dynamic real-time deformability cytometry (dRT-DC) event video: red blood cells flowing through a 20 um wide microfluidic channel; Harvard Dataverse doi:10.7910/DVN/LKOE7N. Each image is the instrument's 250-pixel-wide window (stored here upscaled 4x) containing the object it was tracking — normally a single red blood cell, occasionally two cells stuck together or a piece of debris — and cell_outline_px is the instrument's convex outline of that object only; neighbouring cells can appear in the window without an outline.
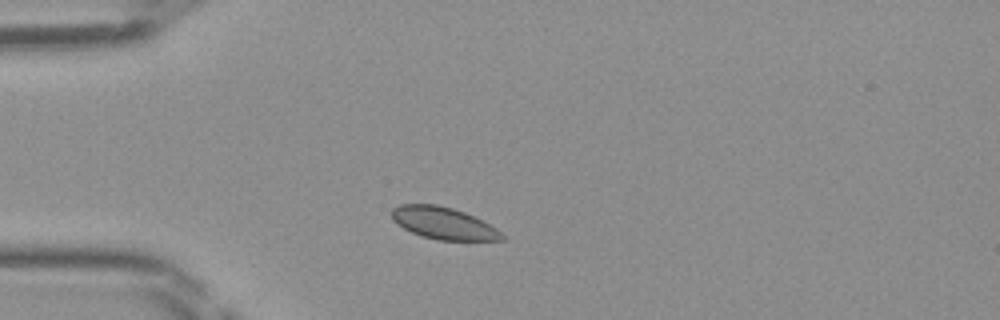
{"species": "Egyptian fruit bat (a non-hibernating species)", "species_latin": "Rousettus aegyptiacus", "temperature_condition": "room temperature", "stored_images_in_passage": 36, "camera_frame_rate_fps": 3000, "um_per_image_px": 0.085, "frame": {"image": 1, "passage_image": 1, "time_ms": 0.0, "image_size_px": [1000, 320], "cell_outline_px": [[504, 240], [436, 240], [420, 236], [396, 224], [392, 220], [388, 212], [392, 208], [400, 204], [436, 204], [452, 208], [464, 212], [496, 228], [504, 236]], "centroid_in_image_um": [37.61, 18.96], "position_along_channel_um": 47.4, "area_um2": 20.63}}
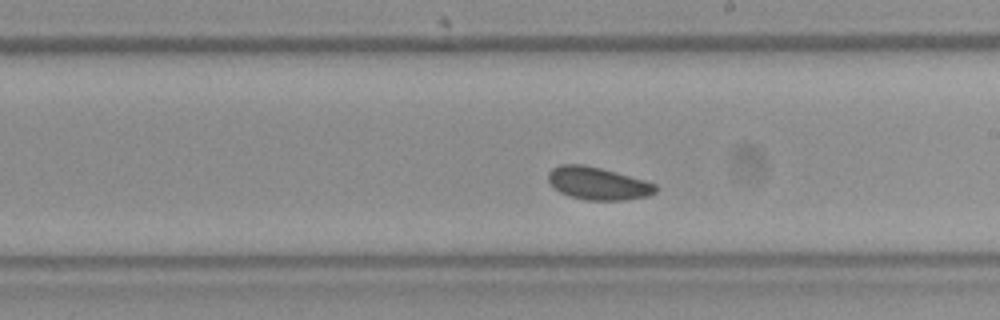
{"frame": {"image": 2, "passage_image": 16, "time_ms": 5.0, "image_size_px": [1000, 320], "cell_outline_px": [[660, 188], [656, 192], [648, 196], [624, 200], [588, 200], [568, 196], [552, 188], [548, 180], [548, 172], [552, 168], [560, 164], [584, 164], [616, 172], [644, 180], [656, 184]], "centroid_in_image_um": [50.81, 15.59], "position_along_channel_um": 238.2, "area_um2": 20.63}}
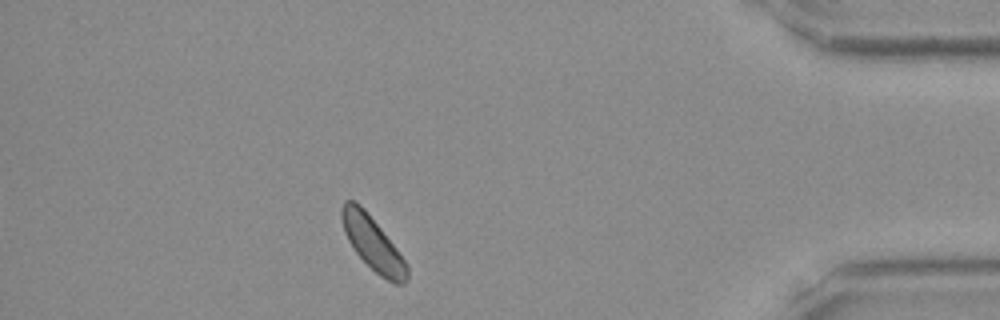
{"frame": {"image": 3, "passage_image": 31, "time_ms": 10.0, "image_size_px": [1000, 320], "cell_outline_px": [[408, 280], [404, 284], [396, 284], [380, 276], [352, 248], [344, 232], [340, 216], [340, 208], [344, 200], [352, 200], [360, 204], [364, 208], [396, 248], [408, 264]], "centroid_in_image_um": [31.67, 20.68], "position_along_channel_um": 403.5, "area_um2": 20.29}}